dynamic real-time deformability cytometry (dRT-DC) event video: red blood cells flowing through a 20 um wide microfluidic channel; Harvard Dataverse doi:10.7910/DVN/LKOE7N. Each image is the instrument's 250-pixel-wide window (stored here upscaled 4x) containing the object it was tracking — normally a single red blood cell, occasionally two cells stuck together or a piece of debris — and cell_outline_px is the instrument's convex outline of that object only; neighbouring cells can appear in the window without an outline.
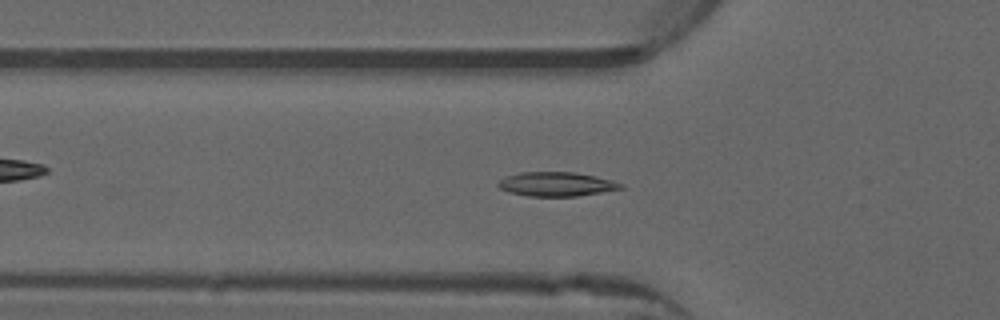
{"species": "common noctule bat (a hibernating species)", "species_latin": "Nyctalus noctula", "temperature_condition": "warm", "stored_images_in_passage": 21, "camera_frame_rate_fps": 3000, "um_per_image_px": 0.085, "animal": {"sex": "male", "forearm_length_mm": 52.5}, "frame": {"image": 1, "passage_image": 17, "time_ms": 5.333, "image_size_px": [1000, 320], "cell_outline_px": [[624, 188], [576, 196], [528, 196], [508, 192], [500, 188], [496, 184], [504, 176], [520, 172], [576, 172], [596, 176], [612, 180], [624, 184]], "centroid_in_image_um": [47.27, 15.64], "position_along_channel_um": 78.5, "area_um2": 17.34}}